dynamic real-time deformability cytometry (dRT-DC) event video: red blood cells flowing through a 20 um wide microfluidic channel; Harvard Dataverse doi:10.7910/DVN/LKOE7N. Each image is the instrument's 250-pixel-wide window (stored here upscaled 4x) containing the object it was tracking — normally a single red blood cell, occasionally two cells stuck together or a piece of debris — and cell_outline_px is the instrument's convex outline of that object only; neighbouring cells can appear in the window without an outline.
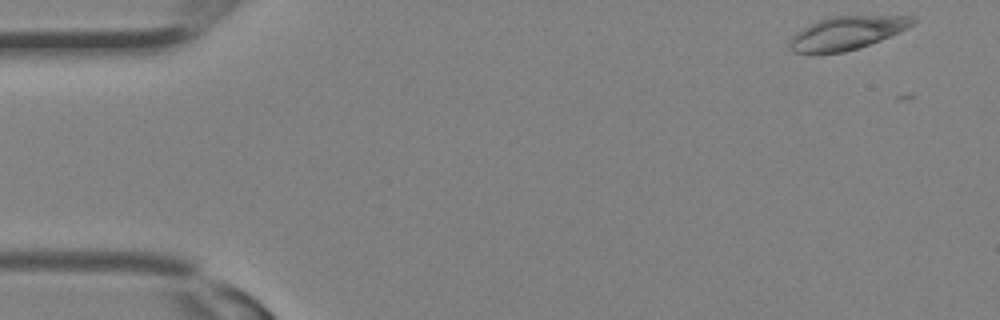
{"species": "Egyptian fruit bat (a non-hibernating species)", "species_latin": "Rousettus aegyptiacus", "temperature_condition": "room temperature", "stored_images_in_passage": 8, "camera_frame_rate_fps": 3000, "um_per_image_px": 0.085, "animal": {"sex": "female"}, "frame": {"image": 1, "passage_image": 1, "time_ms": 0.0, "image_size_px": [1000, 320], "cell_outline_px": [[916, 20], [912, 24], [880, 40], [844, 52], [792, 52], [788, 44], [792, 36], [796, 32], [816, 20], [828, 16], [916, 16]], "centroid_in_image_um": [71.92, 2.78], "position_along_channel_um": 13.1, "area_um2": 23.29}}
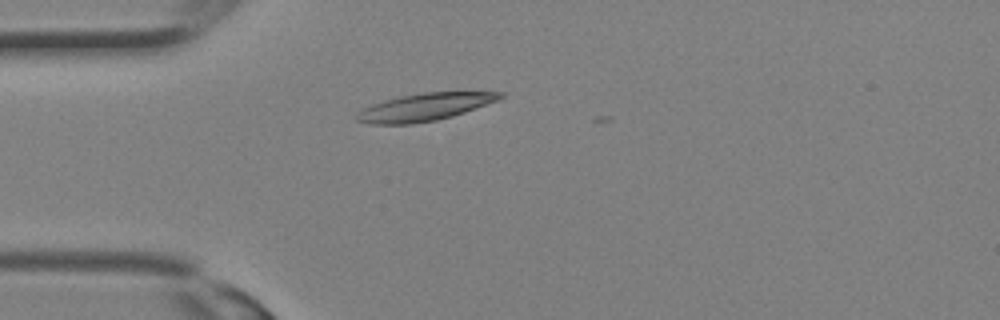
{"frame": {"image": 2, "passage_image": 7, "time_ms": 2.0, "image_size_px": [1000, 320], "cell_outline_px": [[504, 96], [496, 100], [464, 112], [452, 116], [436, 120], [412, 124], [372, 124], [356, 120], [356, 116], [364, 108], [372, 104], [384, 100], [400, 96], [420, 92], [504, 92]], "centroid_in_image_um": [36.07, 9.1], "position_along_channel_um": 48.9, "area_um2": 22.6}}